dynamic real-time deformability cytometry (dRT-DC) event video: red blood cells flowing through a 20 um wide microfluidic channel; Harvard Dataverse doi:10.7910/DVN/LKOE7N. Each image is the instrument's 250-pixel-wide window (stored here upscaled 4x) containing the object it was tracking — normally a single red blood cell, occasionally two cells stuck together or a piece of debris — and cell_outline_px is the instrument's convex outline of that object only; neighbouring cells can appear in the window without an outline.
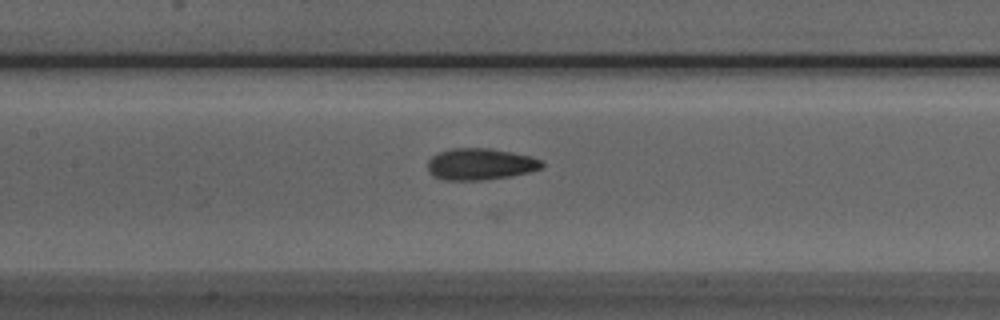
{"species": "Egyptian fruit bat (a non-hibernating species)", "species_latin": "Rousettus aegyptiacus", "temperature_condition": "room temperature", "stored_images_in_passage": 24, "camera_frame_rate_fps": 3000, "um_per_image_px": 0.085, "animal": {"sex": "male"}, "frame": {"image": 1, "passage_image": 12, "time_ms": 3.667, "image_size_px": [1000, 320], "cell_outline_px": [[544, 164], [540, 168], [528, 172], [512, 176], [480, 180], [444, 180], [432, 176], [428, 172], [428, 160], [432, 156], [440, 152], [452, 148], [488, 148], [512, 152], [532, 156], [540, 160]], "centroid_in_image_um": [40.8, 13.95], "position_along_channel_um": 166.6, "area_um2": 21.04}}
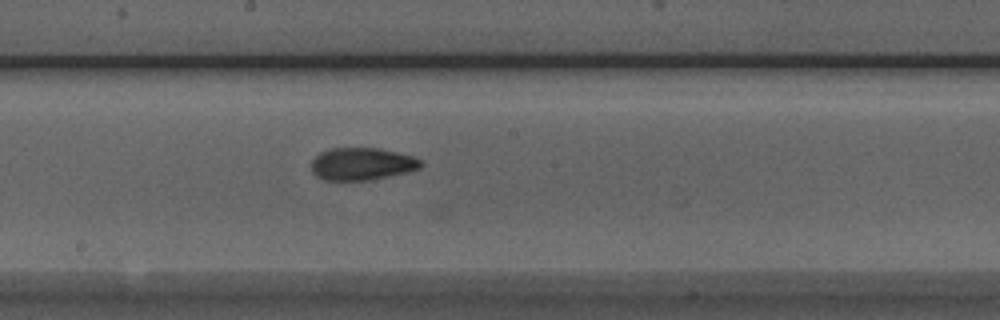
{"frame": {"image": 2, "passage_image": 16, "time_ms": 5.0, "image_size_px": [1000, 320], "cell_outline_px": [[424, 164], [420, 168], [408, 172], [368, 180], [324, 180], [316, 176], [312, 172], [312, 160], [320, 152], [328, 148], [380, 148], [412, 156], [420, 160]], "centroid_in_image_um": [30.75, 13.93], "position_along_channel_um": 217.4, "area_um2": 20.69}}
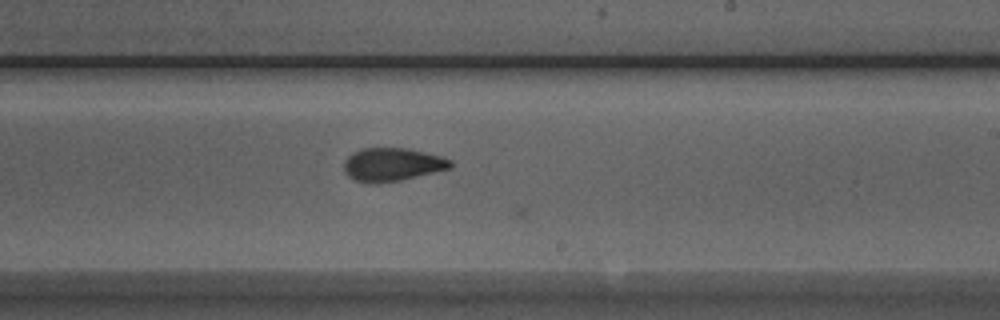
{"frame": {"image": 3, "passage_image": 19, "time_ms": 6.0, "image_size_px": [1000, 320], "cell_outline_px": [[452, 168], [400, 180], [368, 184], [356, 180], [348, 176], [344, 168], [344, 160], [352, 152], [360, 148], [404, 148], [424, 152], [440, 156], [452, 160]], "centroid_in_image_um": [33.32, 13.98], "position_along_channel_um": 255.7, "area_um2": 20.58}}